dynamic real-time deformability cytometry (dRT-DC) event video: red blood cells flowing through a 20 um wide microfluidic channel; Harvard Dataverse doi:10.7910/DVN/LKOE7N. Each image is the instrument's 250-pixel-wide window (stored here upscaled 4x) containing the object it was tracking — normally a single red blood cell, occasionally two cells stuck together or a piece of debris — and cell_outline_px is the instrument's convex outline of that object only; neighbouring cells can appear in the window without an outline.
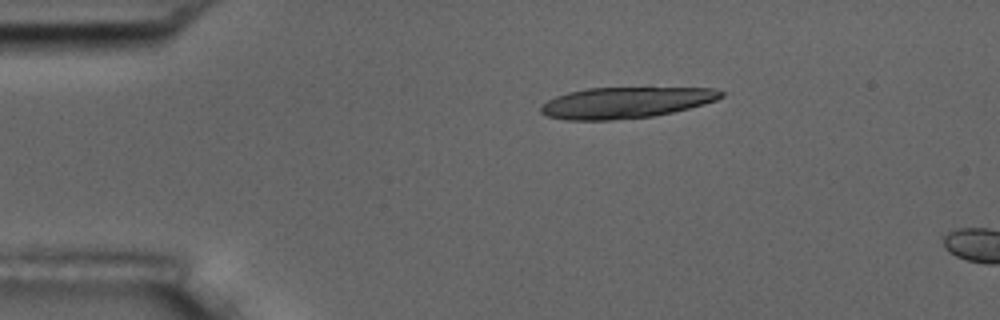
{"species": "common noctule bat (a hibernating species)", "species_latin": "Nyctalus noctula", "temperature_condition": "room temperature", "stored_images_in_passage": 6, "segment_of_instrument_passage": [2, 2], "camera_frame_rate_fps": 3000, "um_per_image_px": 0.085, "animal": {"sex": "male", "body_mass_g": 17.5, "forearm_length_mm": 52.3}, "frame": {"image": 1, "passage_image": 6, "time_ms": 1.667, "image_size_px": [1000, 320], "cell_outline_px": [[724, 96], [716, 100], [704, 104], [672, 112], [652, 116], [612, 120], [564, 120], [548, 116], [540, 112], [540, 108], [548, 100], [556, 96], [568, 92], [588, 88], [716, 88], [724, 92]], "centroid_in_image_um": [53.18, 8.72], "position_along_channel_um": 31.8, "area_um2": 32.48}}